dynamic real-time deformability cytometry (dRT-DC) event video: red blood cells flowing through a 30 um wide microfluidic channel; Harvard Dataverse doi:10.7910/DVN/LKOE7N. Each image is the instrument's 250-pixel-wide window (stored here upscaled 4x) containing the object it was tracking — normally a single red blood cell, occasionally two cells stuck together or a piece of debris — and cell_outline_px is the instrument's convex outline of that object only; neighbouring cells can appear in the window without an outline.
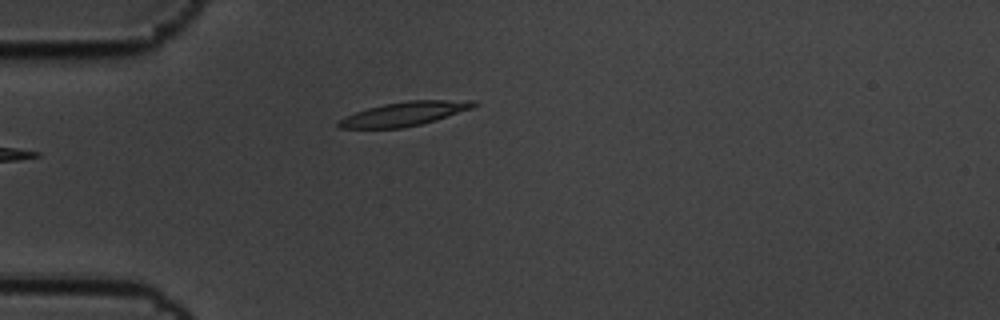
{"species": "common noctule bat (a hibernating species)", "species_latin": "Nyctalus noctula", "temperature_condition": "cold", "stored_images_in_passage": 6, "camera_frame_rate_fps": 3000, "um_per_image_px": 0.085, "animal": {"sex": "male", "body_mass_g": 19.5, "forearm_length_mm": 54.6}, "frame": {"image": 1, "passage_image": 6, "time_ms": 1.667, "image_size_px": [1000, 320], "cell_outline_px": [[480, 104], [472, 108], [436, 120], [420, 124], [400, 128], [340, 128], [336, 124], [340, 120], [356, 112], [368, 108], [384, 104], [408, 100], [476, 100]], "centroid_in_image_um": [34.43, 9.66], "position_along_channel_um": 50.6, "area_um2": 18.73}}